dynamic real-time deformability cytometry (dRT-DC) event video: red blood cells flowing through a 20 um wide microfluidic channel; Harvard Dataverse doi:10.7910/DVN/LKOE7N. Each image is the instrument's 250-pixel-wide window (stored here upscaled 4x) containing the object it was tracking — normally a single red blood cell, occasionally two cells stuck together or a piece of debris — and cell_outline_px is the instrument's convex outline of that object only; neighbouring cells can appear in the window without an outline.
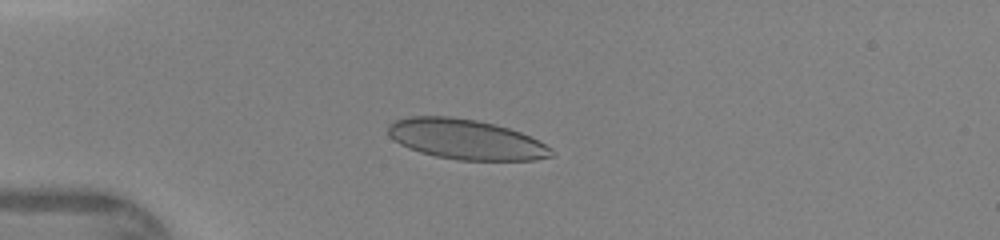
{"species": "human", "species_latin": "Homo sapiens", "temperature_condition": "warm", "stored_images_in_passage": 47, "camera_frame_rate_fps": 3000, "um_per_image_px": 0.085, "donor": {"sex": "female"}, "frame": {"image": 1, "passage_image": 13, "time_ms": 4.0, "image_size_px": [1000, 240], "cell_outline_px": [[556, 156], [536, 160], [456, 160], [436, 156], [420, 152], [408, 148], [400, 144], [388, 136], [388, 124], [396, 120], [408, 116], [452, 116], [476, 120], [508, 128], [520, 132], [552, 148], [556, 152]], "centroid_in_image_um": [39.59, 11.85], "position_along_channel_um": 45.4, "area_um2": 38.26}}
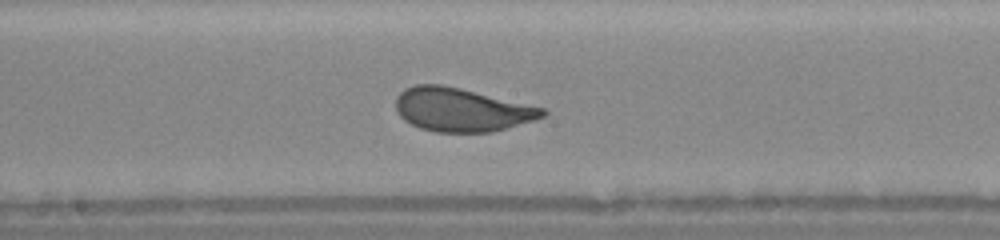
{"frame": {"image": 2, "passage_image": 26, "time_ms": 8.333, "image_size_px": [1000, 240], "cell_outline_px": [[548, 112], [544, 116], [532, 120], [492, 132], [436, 132], [420, 128], [404, 120], [396, 112], [396, 96], [404, 88], [416, 84], [440, 84], [460, 88], [544, 108]], "centroid_in_image_um": [39.18, 9.32], "position_along_channel_um": 209.0, "area_um2": 36.99}}
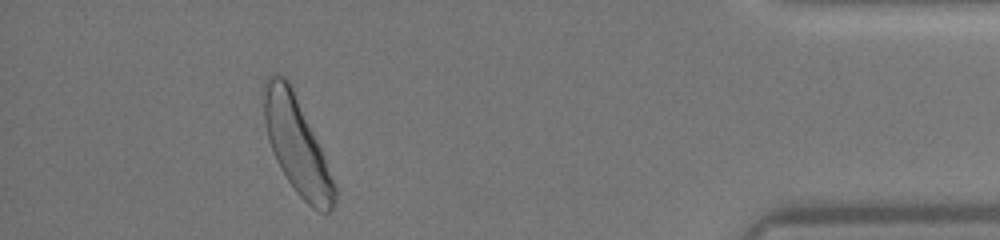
{"frame": {"image": 3, "passage_image": 43, "time_ms": 14.0, "image_size_px": [1000, 240], "cell_outline_px": [[336, 204], [328, 212], [320, 212], [312, 208], [296, 192], [280, 168], [272, 152], [268, 140], [264, 120], [260, 92], [264, 80], [272, 72], [276, 72], [284, 76], [288, 80], [292, 88], [320, 148], [336, 188]], "centroid_in_image_um": [25.15, 12.28], "position_along_channel_um": 410.0, "area_um2": 39.42}}